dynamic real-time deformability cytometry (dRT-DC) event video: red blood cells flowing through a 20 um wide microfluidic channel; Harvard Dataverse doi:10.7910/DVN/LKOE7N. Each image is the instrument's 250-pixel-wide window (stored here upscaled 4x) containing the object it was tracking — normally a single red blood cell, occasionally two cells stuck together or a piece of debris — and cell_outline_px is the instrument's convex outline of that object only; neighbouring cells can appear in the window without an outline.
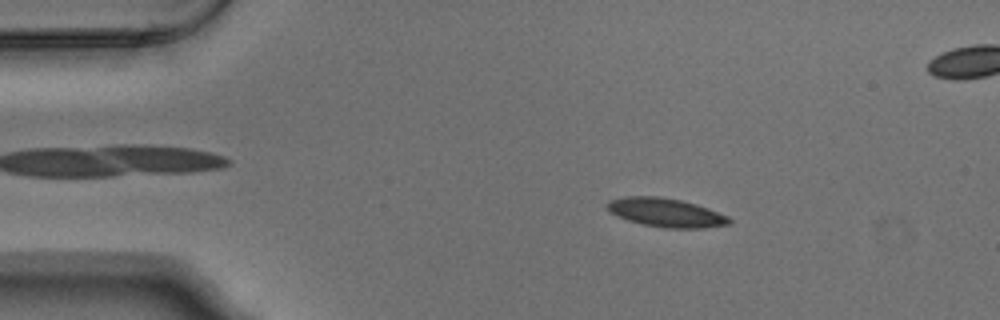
{"species": "Egyptian fruit bat (a non-hibernating species)", "species_latin": "Rousettus aegyptiacus", "temperature_condition": "warm", "stored_images_in_passage": 4, "camera_frame_rate_fps": 3000, "um_per_image_px": 0.085, "animal": {"sex": "male"}, "frame": {"image": 1, "passage_image": 2, "time_ms": 0.333, "image_size_px": [1000, 320], "cell_outline_px": [[732, 224], [704, 228], [664, 228], [640, 224], [616, 216], [608, 212], [604, 204], [608, 200], [624, 196], [660, 196], [680, 200], [696, 204], [708, 208], [728, 216], [732, 220]], "centroid_in_image_um": [56.56, 18.07], "position_along_channel_um": 28.4, "area_um2": 20.87}}